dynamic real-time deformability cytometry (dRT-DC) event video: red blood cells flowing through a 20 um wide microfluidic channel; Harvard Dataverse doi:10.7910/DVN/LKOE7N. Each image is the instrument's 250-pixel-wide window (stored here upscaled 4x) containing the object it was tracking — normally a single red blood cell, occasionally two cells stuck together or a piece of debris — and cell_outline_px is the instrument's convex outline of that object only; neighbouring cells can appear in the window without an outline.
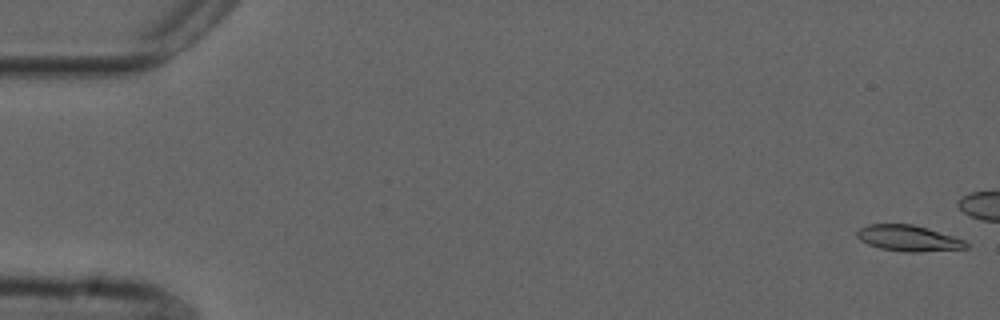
{"species": "common noctule bat (a hibernating species)", "species_latin": "Nyctalus noctula", "temperature_condition": "cold", "stored_images_in_passage": 19, "camera_frame_rate_fps": 3000, "um_per_image_px": 0.085, "animal": {"sex": "male", "forearm_length_mm": 52.5}, "frame": {"image": 1, "passage_image": 1, "time_ms": 0.0, "image_size_px": [1000, 320], "cell_outline_px": [[968, 248], [920, 252], [904, 252], [880, 248], [868, 244], [860, 240], [856, 236], [856, 232], [860, 228], [868, 224], [912, 224], [928, 228], [964, 240], [968, 244]], "centroid_in_image_um": [77.2, 20.25], "position_along_channel_um": 7.8, "area_um2": 16.47}}